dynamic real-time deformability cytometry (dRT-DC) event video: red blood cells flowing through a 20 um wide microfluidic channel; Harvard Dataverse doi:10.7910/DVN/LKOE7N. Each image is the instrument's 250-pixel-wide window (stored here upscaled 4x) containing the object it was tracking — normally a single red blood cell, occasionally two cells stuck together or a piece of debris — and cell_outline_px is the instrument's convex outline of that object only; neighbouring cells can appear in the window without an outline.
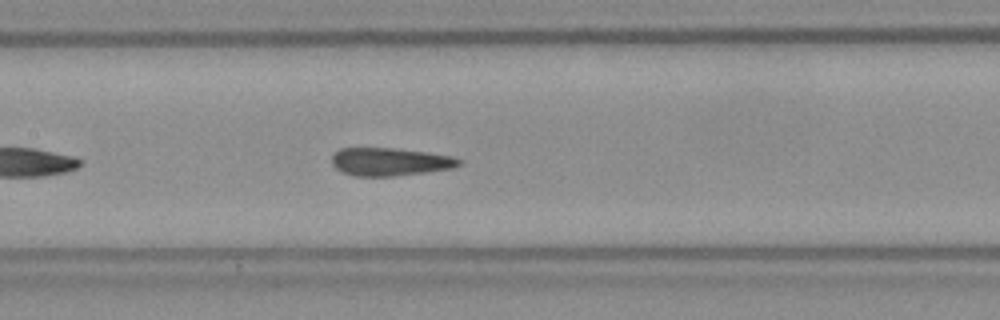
{"species": "Egyptian fruit bat (a non-hibernating species)", "species_latin": "Rousettus aegyptiacus", "temperature_condition": "room temperature", "stored_images_in_passage": 41, "camera_frame_rate_fps": 3000, "um_per_image_px": 0.085, "frame": {"image": 1, "passage_image": 12, "time_ms": 3.667, "image_size_px": [1000, 320], "cell_outline_px": [[460, 164], [452, 168], [424, 172], [392, 176], [352, 176], [336, 168], [332, 164], [332, 156], [340, 148], [392, 148], [424, 152], [452, 156], [460, 160]], "centroid_in_image_um": [33.1, 13.75], "position_along_channel_um": 174.3, "area_um2": 20.4}}
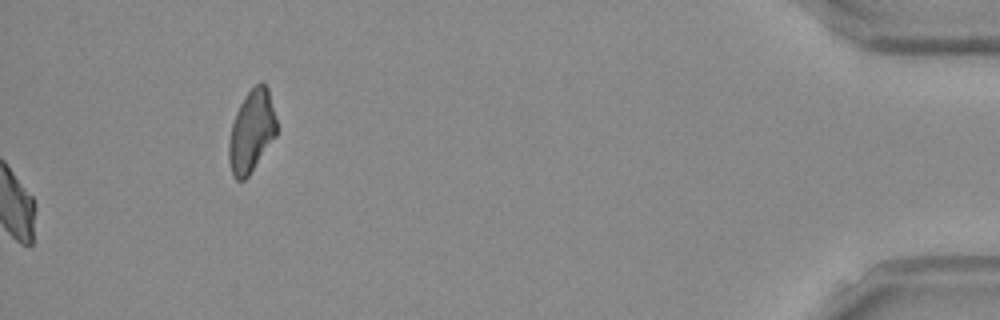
{"frame": {"image": 2, "passage_image": 41, "time_ms": 13.333, "image_size_px": [1000, 320], "cell_outline_px": [[276, 136], [248, 176], [244, 180], [236, 180], [232, 176], [228, 160], [228, 140], [232, 124], [236, 112], [244, 96], [260, 80], [268, 88], [276, 120]], "centroid_in_image_um": [21.35, 11.17], "position_along_channel_um": 413.8, "area_um2": 22.83}, "authors_computed_cell_mechanics": {"area_um2": 21.097, "velocity_mm_per_s": 3.8306, "shape_relaxation_time_tau1_ms": null, "shape_relaxation_time_tau2_ms": 1.6057, "deformation_change_tau1": null, "deformation_change_tau2": 0.0571}}